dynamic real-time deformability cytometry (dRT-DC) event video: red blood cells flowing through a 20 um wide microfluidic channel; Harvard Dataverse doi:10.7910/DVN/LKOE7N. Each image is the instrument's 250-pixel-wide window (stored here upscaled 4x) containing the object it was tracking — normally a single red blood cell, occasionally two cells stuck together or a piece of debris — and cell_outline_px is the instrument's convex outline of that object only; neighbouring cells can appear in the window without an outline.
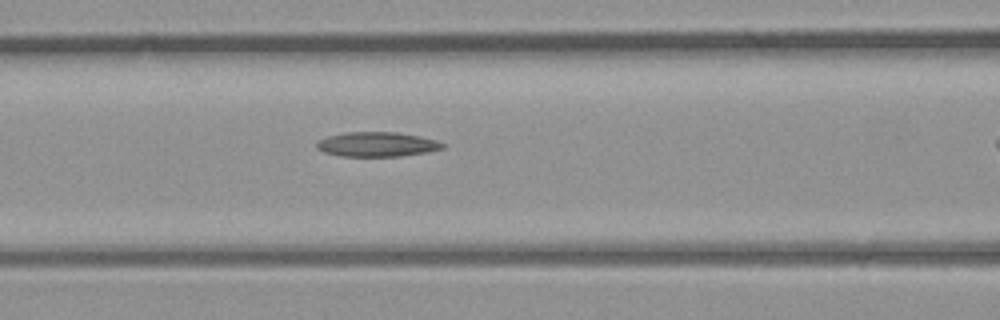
{"species": "common noctule bat (a hibernating species)", "species_latin": "Nyctalus noctula", "temperature_condition": "room temperature", "stored_images_in_passage": 23, "camera_frame_rate_fps": 3000, "um_per_image_px": 0.085, "animal": {"sex": "male", "body_mass_g": 23.1, "forearm_length_mm": 52.7}, "frame": {"image": 1, "passage_image": 7, "time_ms": 2.0, "image_size_px": [1000, 320], "cell_outline_px": [[448, 144], [444, 148], [428, 152], [400, 156], [340, 156], [324, 152], [316, 148], [316, 140], [328, 136], [344, 132], [396, 132], [420, 136], [436, 140]], "centroid_in_image_um": [32.05, 12.26], "position_along_channel_um": 134.5, "area_um2": 18.26}}
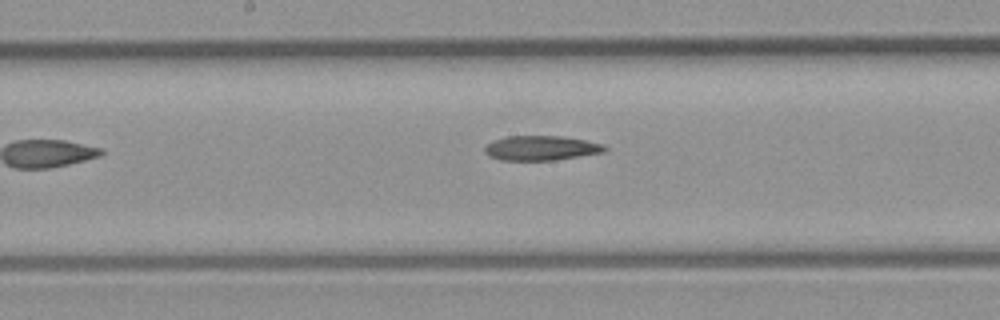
{"frame": {"image": 2, "passage_image": 11, "time_ms": 3.333, "image_size_px": [1000, 320], "cell_outline_px": [[608, 148], [604, 152], [556, 160], [500, 160], [488, 156], [484, 152], [484, 148], [492, 140], [508, 136], [560, 136], [584, 140], [600, 144]], "centroid_in_image_um": [45.94, 12.59], "position_along_channel_um": 202.3, "area_um2": 17.17}}
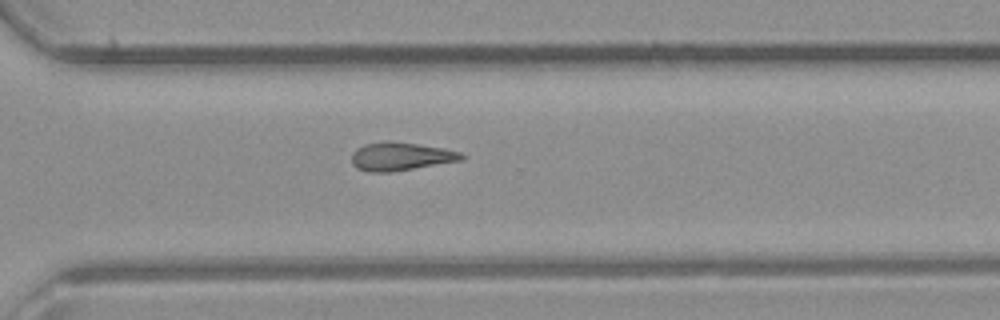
{"frame": {"image": 3, "passage_image": 19, "time_ms": 6.0, "image_size_px": [1000, 320], "cell_outline_px": [[464, 156], [460, 160], [392, 172], [368, 172], [356, 168], [352, 164], [352, 152], [356, 148], [364, 144], [388, 140], [392, 140], [444, 148], [460, 152]], "centroid_in_image_um": [33.99, 13.28], "position_along_channel_um": 336.6, "area_um2": 18.15}}